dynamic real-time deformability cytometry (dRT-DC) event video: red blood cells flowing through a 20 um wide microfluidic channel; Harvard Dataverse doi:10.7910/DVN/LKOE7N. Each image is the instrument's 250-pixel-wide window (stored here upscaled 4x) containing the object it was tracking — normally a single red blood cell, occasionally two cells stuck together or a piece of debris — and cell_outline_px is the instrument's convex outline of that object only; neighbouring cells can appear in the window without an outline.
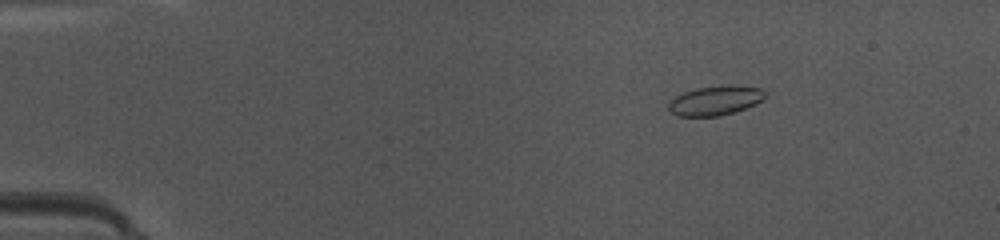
{"species": "common noctule bat (a hibernating species)", "species_latin": "Nyctalus noctula", "temperature_condition": "warm", "stored_images_in_passage": 12, "camera_frame_rate_fps": 3000, "um_per_image_px": 0.085, "animal": {"sex": "female", "body_mass_g": 10.0, "forearm_length_mm": 53.1}, "frame": {"image": 1, "passage_image": 8, "time_ms": 2.333, "image_size_px": [1000, 240], "cell_outline_px": [[764, 100], [756, 104], [720, 116], [676, 116], [668, 108], [668, 104], [676, 96], [684, 92], [696, 88], [728, 84], [760, 88], [764, 92]], "centroid_in_image_um": [60.8, 8.54], "position_along_channel_um": 24.2, "area_um2": 16.47}}